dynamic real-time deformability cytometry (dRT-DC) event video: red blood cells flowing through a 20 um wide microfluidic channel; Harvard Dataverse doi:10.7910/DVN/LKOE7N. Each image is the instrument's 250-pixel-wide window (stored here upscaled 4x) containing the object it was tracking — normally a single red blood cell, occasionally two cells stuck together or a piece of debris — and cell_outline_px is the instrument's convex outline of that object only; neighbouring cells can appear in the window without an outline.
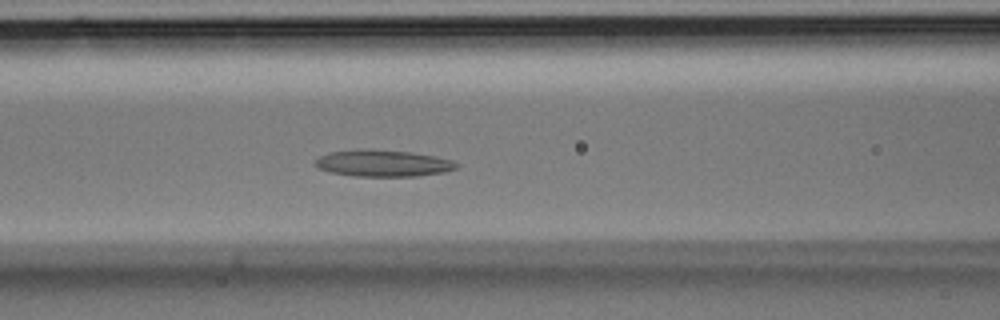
{"species": "Egyptian fruit bat (a non-hibernating species)", "species_latin": "Rousettus aegyptiacus", "temperature_condition": "room temperature", "stored_images_in_passage": 33, "camera_frame_rate_fps": 3000, "um_per_image_px": 0.085, "animal": {"sex": "male"}, "frame": {"image": 1, "passage_image": 11, "time_ms": 3.333, "image_size_px": [1000, 320], "cell_outline_px": [[460, 164], [456, 168], [444, 172], [416, 176], [356, 176], [332, 172], [320, 168], [312, 164], [320, 156], [328, 152], [356, 148], [372, 148], [412, 152], [436, 156], [452, 160]], "centroid_in_image_um": [32.55, 13.85], "position_along_channel_um": 134.1, "area_um2": 22.25}}
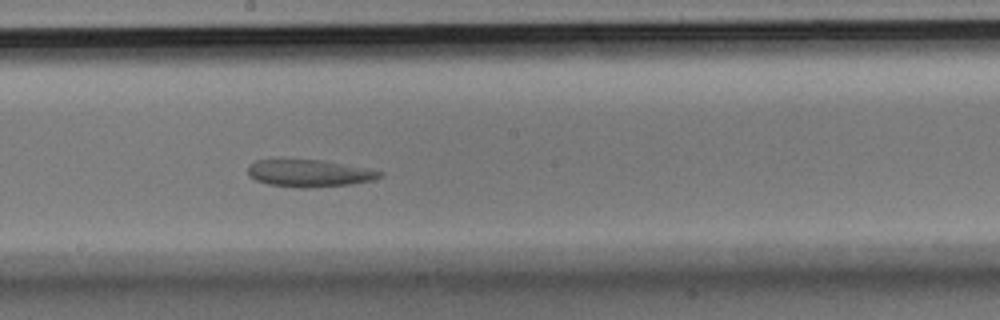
{"frame": {"image": 2, "passage_image": 16, "time_ms": 5.0, "image_size_px": [1000, 320], "cell_outline_px": [[384, 172], [380, 176], [372, 180], [352, 184], [304, 188], [300, 188], [268, 184], [256, 180], [248, 176], [248, 164], [256, 160], [320, 160]], "centroid_in_image_um": [26.22, 14.73], "position_along_channel_um": 222.0, "area_um2": 20.52}}
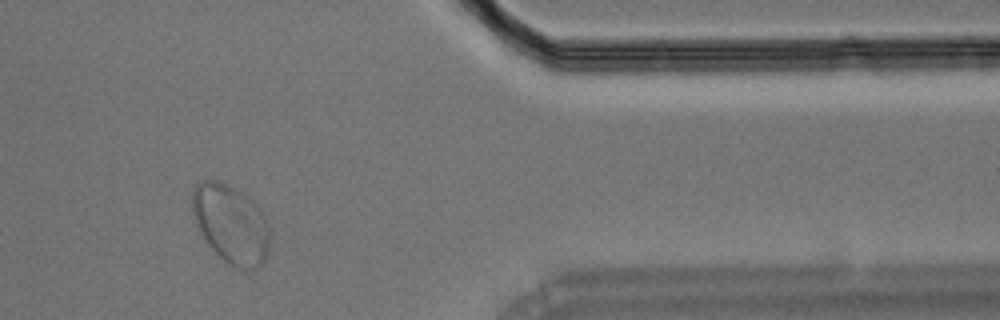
{"frame": {"image": 3, "passage_image": 27, "time_ms": 8.667, "image_size_px": [1000, 320], "cell_outline_px": [[268, 252], [264, 260], [256, 268], [244, 272], [228, 264], [204, 240], [196, 224], [192, 212], [192, 192], [196, 184], [204, 180], [216, 180], [240, 192], [252, 200], [260, 208], [268, 224]], "centroid_in_image_um": [19.61, 19.07], "position_along_channel_um": 391.8, "area_um2": 35.37}}